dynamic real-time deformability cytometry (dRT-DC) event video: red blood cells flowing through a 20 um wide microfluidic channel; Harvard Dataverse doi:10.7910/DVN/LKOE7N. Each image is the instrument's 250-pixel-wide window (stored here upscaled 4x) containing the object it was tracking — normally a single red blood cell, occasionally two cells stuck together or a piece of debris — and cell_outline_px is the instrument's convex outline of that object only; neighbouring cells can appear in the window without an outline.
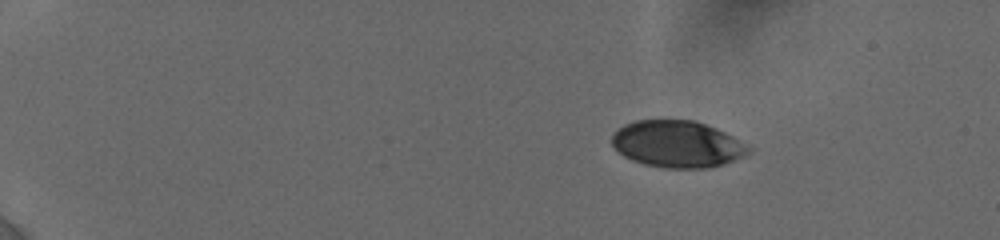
{"species": "human", "species_latin": "Homo sapiens", "temperature_condition": "cold", "stored_images_in_passage": 24, "camera_frame_rate_fps": 3000, "um_per_image_px": 0.085, "donor": {"sex": "female"}, "frame": {"image": 1, "passage_image": 1, "time_ms": 0.0, "image_size_px": [1000, 240], "cell_outline_px": [[752, 152], [724, 164], [708, 168], [664, 168], [644, 164], [632, 160], [624, 156], [612, 144], [612, 136], [624, 124], [636, 120], [696, 120], [716, 128], [732, 136], [752, 148]], "centroid_in_image_um": [57.59, 12.25], "position_along_channel_um": 27.4, "area_um2": 37.17}}
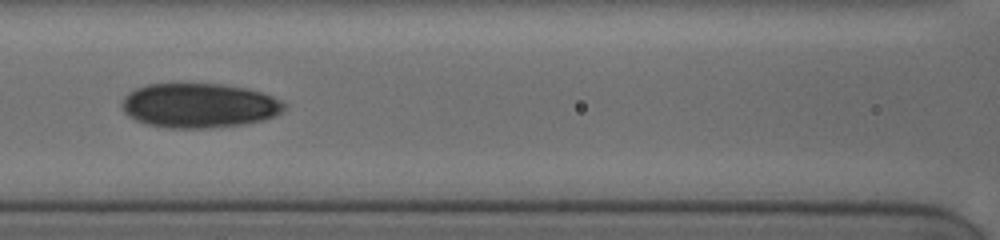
{"frame": {"image": 2, "passage_image": 15, "time_ms": 6.333, "image_size_px": [1000, 240], "cell_outline_px": [[288, 104], [276, 116], [264, 120], [244, 124], [208, 128], [168, 128], [148, 124], [136, 120], [128, 116], [120, 108], [120, 104], [124, 96], [128, 92], [136, 88], [148, 84], [220, 84], [248, 88], [272, 96]], "centroid_in_image_um": [16.91, 8.97], "position_along_channel_um": 149.7, "area_um2": 42.37}}
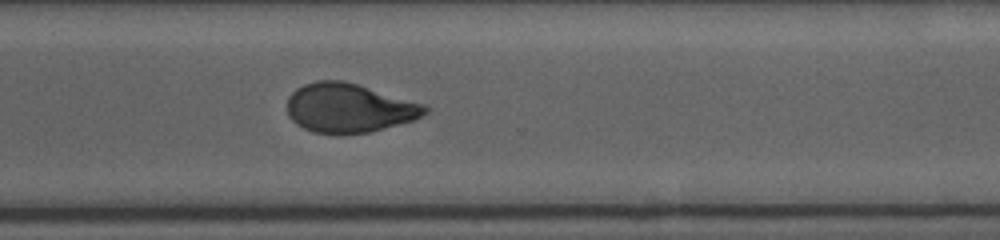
{"frame": {"image": 3, "passage_image": 24, "time_ms": 11.333, "image_size_px": [1000, 240], "cell_outline_px": [[428, 112], [412, 120], [368, 132], [312, 132], [296, 124], [288, 116], [288, 96], [296, 88], [304, 84], [316, 80], [344, 80], [424, 104], [428, 108]], "centroid_in_image_um": [29.62, 9.14], "position_along_channel_um": 341.0, "area_um2": 38.78}}